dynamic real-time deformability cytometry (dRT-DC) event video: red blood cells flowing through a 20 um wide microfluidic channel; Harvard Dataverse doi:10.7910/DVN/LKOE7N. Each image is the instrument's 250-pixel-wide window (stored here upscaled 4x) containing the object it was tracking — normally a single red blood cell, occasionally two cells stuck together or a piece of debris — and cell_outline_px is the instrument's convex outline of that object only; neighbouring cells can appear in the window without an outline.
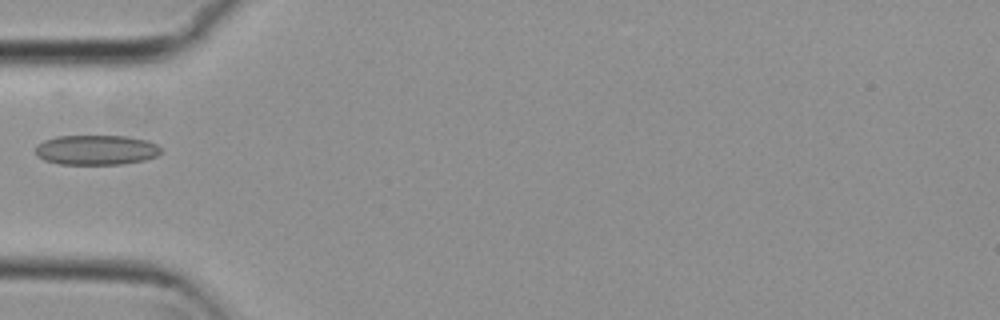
{"species": "common noctule bat (a hibernating species)", "species_latin": "Nyctalus noctula", "temperature_condition": "cold", "stored_images_in_passage": 2, "camera_frame_rate_fps": 3000, "um_per_image_px": 0.085, "animal": {"sex": "female", "body_mass_g": 29.2, "forearm_length_mm": 56.3}, "frame": {"image": 1, "passage_image": 2, "time_ms": 0.333, "image_size_px": [1000, 320], "cell_outline_px": [[160, 152], [156, 156], [144, 160], [124, 164], [60, 164], [44, 160], [36, 156], [36, 144], [44, 140], [56, 136], [128, 136], [148, 140], [156, 144], [160, 148]], "centroid_in_image_um": [8.16, 12.74], "position_along_channel_um": 76.8, "area_um2": 21.96}}